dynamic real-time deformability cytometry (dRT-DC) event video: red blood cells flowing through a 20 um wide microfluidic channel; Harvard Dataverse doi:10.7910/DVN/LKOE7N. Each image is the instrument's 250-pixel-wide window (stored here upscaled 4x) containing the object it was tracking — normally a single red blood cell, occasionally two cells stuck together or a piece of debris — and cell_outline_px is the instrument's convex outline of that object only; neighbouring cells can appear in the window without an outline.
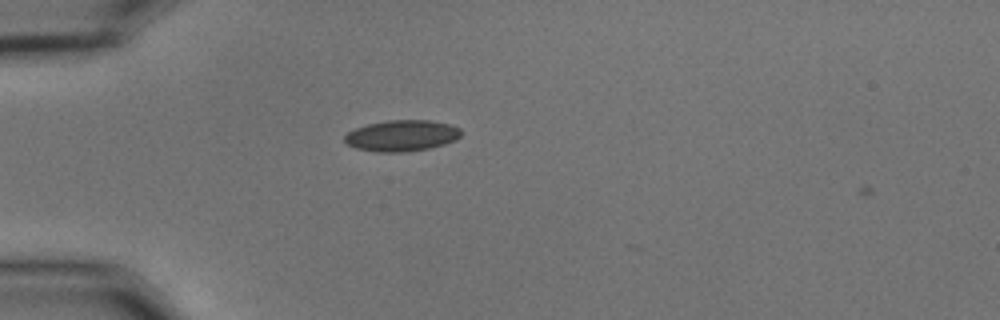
{"species": "common noctule bat (a hibernating species)", "species_latin": "Nyctalus noctula", "temperature_condition": "cold", "stored_images_in_passage": 5, "camera_frame_rate_fps": 3000, "um_per_image_px": 0.085, "animal": {"sex": "male", "body_mass_g": 15.6}, "frame": {"image": 1, "passage_image": 4, "time_ms": 1.0, "image_size_px": [1000, 320], "cell_outline_px": [[460, 136], [456, 140], [444, 144], [428, 148], [404, 152], [376, 152], [356, 148], [348, 144], [344, 140], [344, 136], [348, 132], [356, 128], [368, 124], [388, 120], [428, 120], [452, 124], [460, 128]], "centroid_in_image_um": [34.16, 11.53], "position_along_channel_um": 50.8, "area_um2": 21.1}}